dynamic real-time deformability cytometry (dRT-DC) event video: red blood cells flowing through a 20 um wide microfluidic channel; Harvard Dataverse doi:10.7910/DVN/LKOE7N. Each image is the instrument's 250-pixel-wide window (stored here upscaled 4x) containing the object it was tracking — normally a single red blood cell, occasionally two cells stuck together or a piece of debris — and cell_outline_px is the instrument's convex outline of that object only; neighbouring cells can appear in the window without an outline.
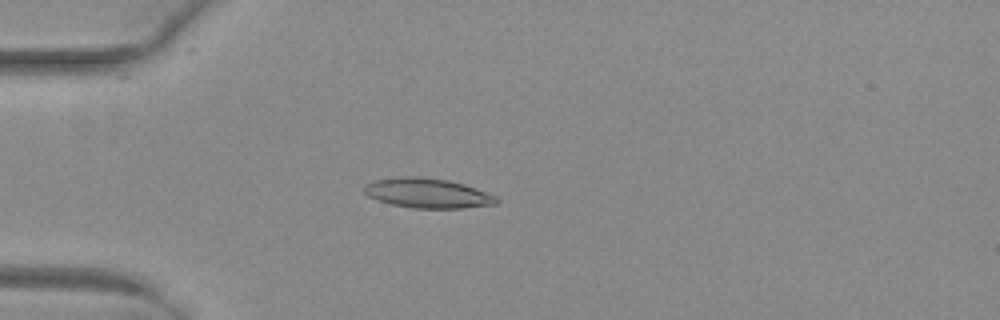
{"species": "common noctule bat (a hibernating species)", "species_latin": "Nyctalus noctula", "temperature_condition": "warm", "stored_images_in_passage": 8, "camera_frame_rate_fps": 3000, "um_per_image_px": 0.085, "animal": {"sex": "female", "body_mass_g": 29.2, "forearm_length_mm": 56.3}, "frame": {"image": 1, "passage_image": 3, "time_ms": 0.667, "image_size_px": [1000, 320], "cell_outline_px": [[500, 200], [496, 204], [464, 208], [412, 208], [392, 204], [368, 196], [364, 192], [364, 188], [368, 184], [376, 180], [408, 176], [416, 176], [448, 180], [464, 184], [476, 188], [496, 196]], "centroid_in_image_um": [36.4, 16.42], "position_along_channel_um": 48.6, "area_um2": 22.66}}
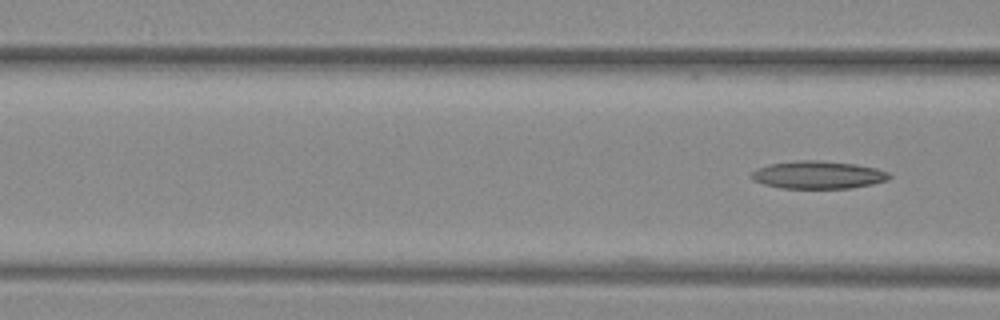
{"frame": {"image": 2, "passage_image": 8, "time_ms": 2.333, "image_size_px": [1000, 320], "cell_outline_px": [[892, 176], [888, 180], [872, 184], [852, 188], [780, 188], [764, 184], [752, 180], [752, 172], [756, 168], [768, 164], [796, 160], [820, 160], [856, 164], [876, 168], [888, 172]], "centroid_in_image_um": [69.53, 14.86], "position_along_channel_um": 97.1, "area_um2": 22.43}}